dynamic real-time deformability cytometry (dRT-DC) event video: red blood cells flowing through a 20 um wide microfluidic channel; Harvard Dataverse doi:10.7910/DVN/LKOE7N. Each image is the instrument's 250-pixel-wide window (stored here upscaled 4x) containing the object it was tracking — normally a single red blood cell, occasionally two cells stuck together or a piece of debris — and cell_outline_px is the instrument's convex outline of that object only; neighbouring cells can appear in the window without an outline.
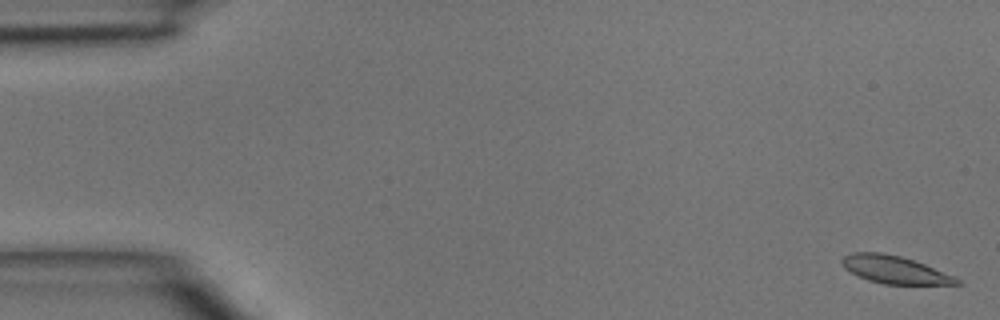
{"species": "common noctule bat (a hibernating species)", "species_latin": "Nyctalus noctula", "temperature_condition": "room temperature", "stored_images_in_passage": 46, "camera_frame_rate_fps": 3000, "um_per_image_px": 0.085, "animal": {"sex": "male", "body_mass_g": 15.6}, "frame": {"image": 1, "passage_image": 1, "time_ms": 0.0, "image_size_px": [1000, 320], "cell_outline_px": [[964, 284], [884, 284], [868, 280], [844, 268], [840, 264], [840, 260], [844, 256], [852, 252], [880, 252], [900, 256], [924, 264], [952, 276], [960, 280]], "centroid_in_image_um": [75.99, 22.91], "position_along_channel_um": 9.0, "area_um2": 18.21}}
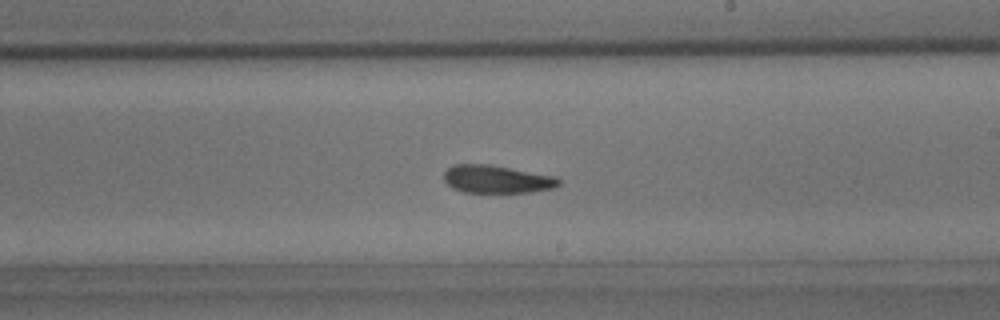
{"frame": {"image": 2, "passage_image": 27, "time_ms": 8.667, "image_size_px": [1000, 320], "cell_outline_px": [[560, 184], [556, 188], [532, 192], [460, 192], [452, 188], [444, 180], [444, 172], [448, 168], [456, 164], [492, 164], [556, 176], [560, 180]], "centroid_in_image_um": [42.25, 15.23], "position_along_channel_um": 246.7, "area_um2": 18.9}}
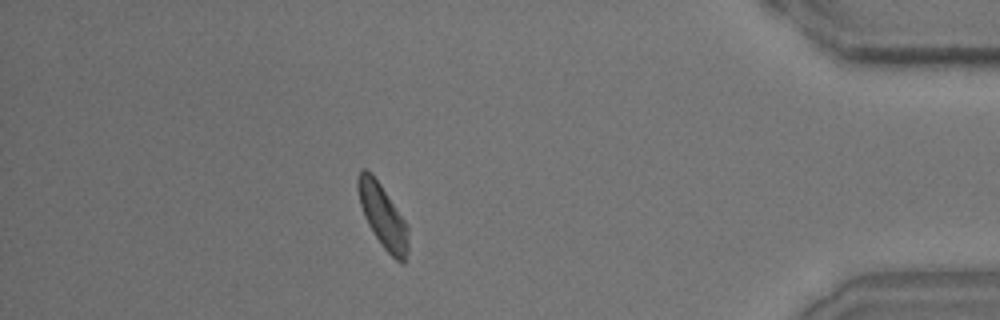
{"frame": {"image": 3, "passage_image": 41, "time_ms": 13.333, "image_size_px": [1000, 320], "cell_outline_px": [[408, 252], [404, 264], [400, 264], [384, 248], [368, 224], [364, 216], [360, 204], [356, 188], [356, 180], [360, 172], [364, 168], [372, 172], [408, 224]], "centroid_in_image_um": [32.54, 18.36], "position_along_channel_um": 402.7, "area_um2": 18.73}}